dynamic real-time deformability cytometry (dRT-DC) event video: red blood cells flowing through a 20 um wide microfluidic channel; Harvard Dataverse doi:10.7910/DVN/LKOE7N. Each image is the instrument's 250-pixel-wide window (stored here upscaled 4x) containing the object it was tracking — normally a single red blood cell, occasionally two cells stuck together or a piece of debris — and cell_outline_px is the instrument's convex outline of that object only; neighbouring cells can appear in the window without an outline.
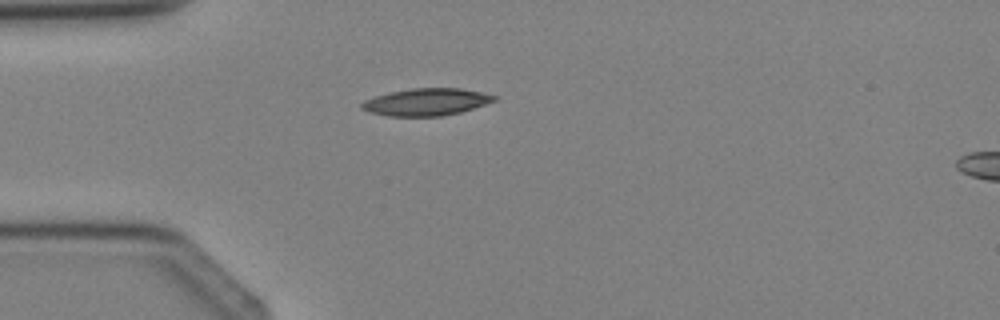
{"species": "Egyptian fruit bat (a non-hibernating species)", "species_latin": "Rousettus aegyptiacus", "temperature_condition": "cold", "stored_images_in_passage": 1, "camera_frame_rate_fps": 3000, "um_per_image_px": 0.085, "animal": {"sex": "female"}, "frame": {"image": 1, "passage_image": 1, "time_ms": 0.0, "image_size_px": [1000, 320], "cell_outline_px": [[500, 96], [496, 100], [460, 112], [440, 116], [388, 116], [368, 112], [360, 108], [360, 104], [364, 100], [376, 96], [392, 92], [412, 88], [460, 88]], "centroid_in_image_um": [36.22, 8.67], "position_along_channel_um": 48.8, "area_um2": 20.87}}